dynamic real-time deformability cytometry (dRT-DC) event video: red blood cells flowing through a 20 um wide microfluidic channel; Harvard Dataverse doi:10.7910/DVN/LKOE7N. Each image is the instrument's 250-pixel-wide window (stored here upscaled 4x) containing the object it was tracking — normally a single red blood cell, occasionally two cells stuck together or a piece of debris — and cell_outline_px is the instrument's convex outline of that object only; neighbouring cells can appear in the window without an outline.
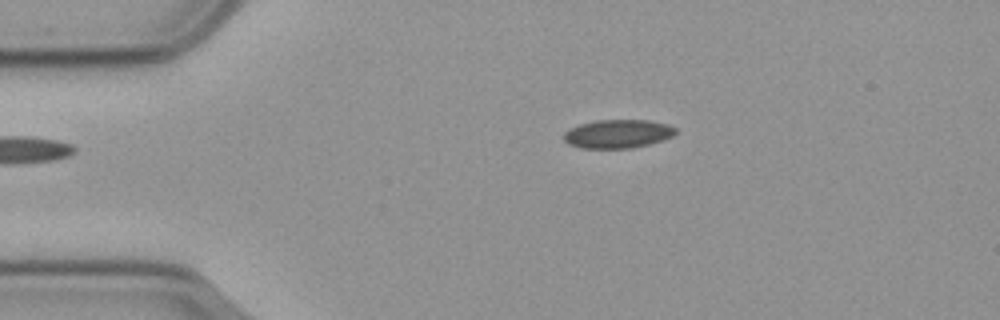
{"species": "common noctule bat (a hibernating species)", "species_latin": "Nyctalus noctula", "temperature_condition": "cold", "stored_images_in_passage": 47, "camera_frame_rate_fps": 3000, "um_per_image_px": 0.085, "animal": {"sex": "male", "body_mass_g": 23.1, "forearm_length_mm": 52.7}, "frame": {"image": 1, "passage_image": 1, "time_ms": 0.0, "image_size_px": [1000, 320], "cell_outline_px": [[676, 132], [672, 136], [648, 144], [632, 148], [580, 148], [568, 144], [564, 140], [564, 132], [580, 124], [596, 120], [648, 120], [668, 124], [676, 128]], "centroid_in_image_um": [52.5, 11.37], "position_along_channel_um": 32.5, "area_um2": 18.5}}
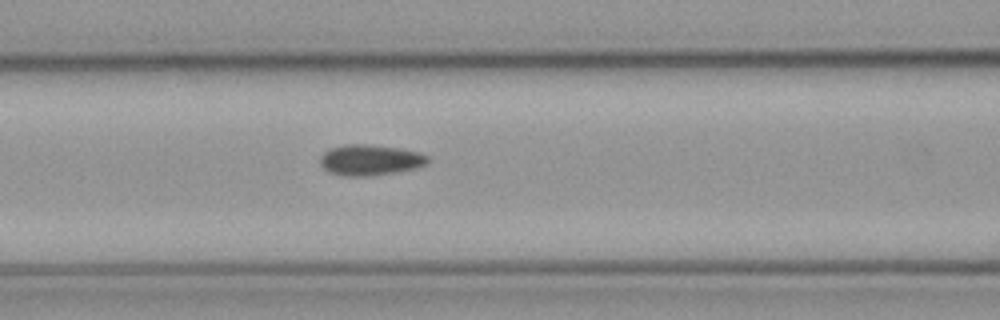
{"frame": {"image": 2, "passage_image": 13, "time_ms": 4.0, "image_size_px": [1000, 320], "cell_outline_px": [[428, 164], [416, 168], [396, 172], [372, 176], [344, 176], [328, 172], [320, 164], [320, 156], [324, 152], [332, 148], [344, 144], [364, 144], [396, 148], [416, 152], [428, 156]], "centroid_in_image_um": [31.43, 13.61], "position_along_channel_um": 135.2, "area_um2": 19.19}}
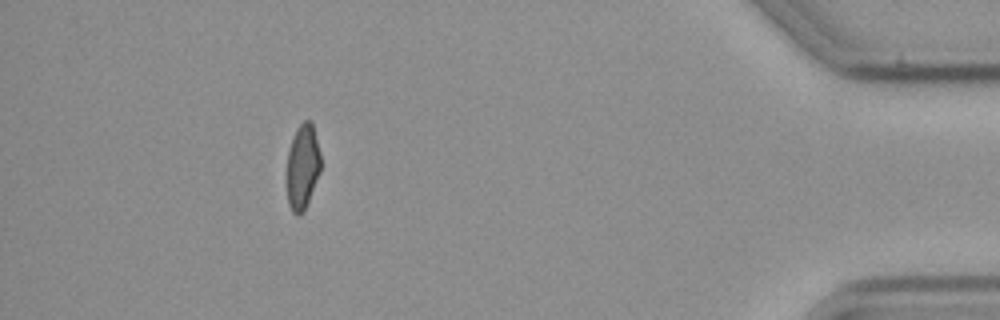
{"frame": {"image": 3, "passage_image": 41, "time_ms": 13.333, "image_size_px": [1000, 320], "cell_outline_px": [[320, 172], [308, 200], [304, 208], [300, 212], [292, 212], [288, 204], [288, 148], [296, 128], [304, 120], [312, 120], [320, 152]], "centroid_in_image_um": [25.73, 14.07], "position_along_channel_um": 409.5, "area_um2": 16.42}, "authors_computed_cell_mechanics": {"area_um2": 18.496, "velocity_mm_per_s": 3.6037, "shape_relaxation_time_tau1_ms": null, "shape_relaxation_time_tau2_ms": 3.3784, "deformation_change_tau1": null, "deformation_change_tau2": 0.0618}}